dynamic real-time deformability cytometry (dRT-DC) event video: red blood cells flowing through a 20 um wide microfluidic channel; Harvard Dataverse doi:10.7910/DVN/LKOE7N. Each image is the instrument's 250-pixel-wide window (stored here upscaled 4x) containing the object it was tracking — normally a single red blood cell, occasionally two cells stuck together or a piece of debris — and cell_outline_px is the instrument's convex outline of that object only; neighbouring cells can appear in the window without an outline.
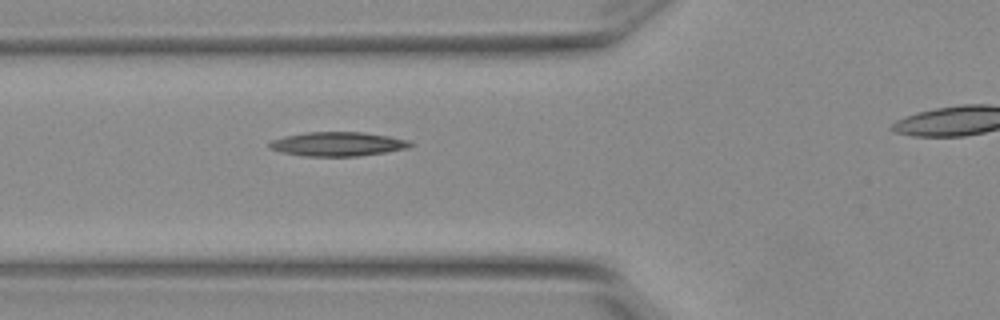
{"species": "Egyptian fruit bat (a non-hibernating species)", "species_latin": "Rousettus aegyptiacus", "temperature_condition": "warm", "stored_images_in_passage": 3, "camera_frame_rate_fps": 3000, "um_per_image_px": 0.085, "animal": {"sex": "female"}, "frame": {"image": 1, "passage_image": 2, "time_ms": 0.333, "image_size_px": [1000, 320], "cell_outline_px": [[416, 144], [408, 148], [388, 152], [360, 156], [304, 156], [280, 152], [268, 148], [268, 144], [272, 140], [284, 136], [304, 132], [364, 132], [412, 140]], "centroid_in_image_um": [28.75, 12.24], "position_along_channel_um": 97.1, "area_um2": 20.17}}